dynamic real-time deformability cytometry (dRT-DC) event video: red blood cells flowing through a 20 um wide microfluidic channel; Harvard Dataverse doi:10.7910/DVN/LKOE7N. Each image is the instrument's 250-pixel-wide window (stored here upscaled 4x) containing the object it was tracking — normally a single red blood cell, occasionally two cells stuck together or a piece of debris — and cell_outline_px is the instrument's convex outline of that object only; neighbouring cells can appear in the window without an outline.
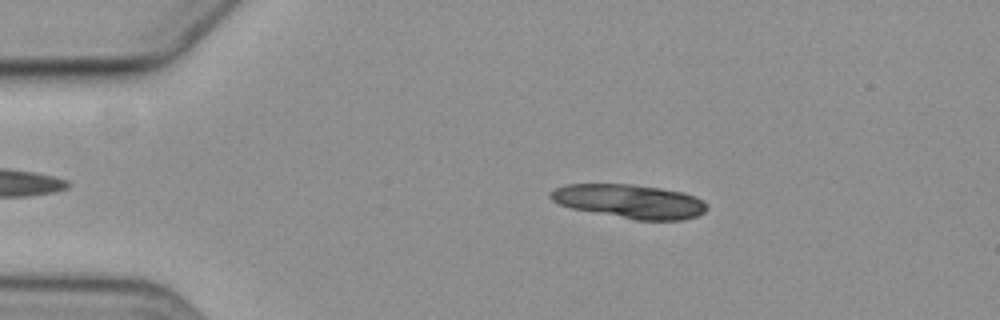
{"species": "common noctule bat (a hibernating species)", "species_latin": "Nyctalus noctula", "temperature_condition": "cold", "stored_images_in_passage": 6, "segment_of_instrument_passage": [1, 2], "camera_frame_rate_fps": 3000, "um_per_image_px": 0.085, "animal": {"sex": "female", "body_mass_g": 19.3, "forearm_length_mm": 54.1}, "frame": {"image": 1, "passage_image": 3, "time_ms": 2.333, "image_size_px": [1000, 320], "cell_outline_px": [[708, 208], [704, 212], [696, 216], [680, 220], [636, 220], [572, 208], [560, 204], [552, 200], [548, 196], [556, 188], [568, 184], [632, 184], [660, 188], [680, 192], [696, 196], [708, 204]], "centroid_in_image_um": [53.55, 17.11], "position_along_channel_um": 31.4, "area_um2": 30.63}}